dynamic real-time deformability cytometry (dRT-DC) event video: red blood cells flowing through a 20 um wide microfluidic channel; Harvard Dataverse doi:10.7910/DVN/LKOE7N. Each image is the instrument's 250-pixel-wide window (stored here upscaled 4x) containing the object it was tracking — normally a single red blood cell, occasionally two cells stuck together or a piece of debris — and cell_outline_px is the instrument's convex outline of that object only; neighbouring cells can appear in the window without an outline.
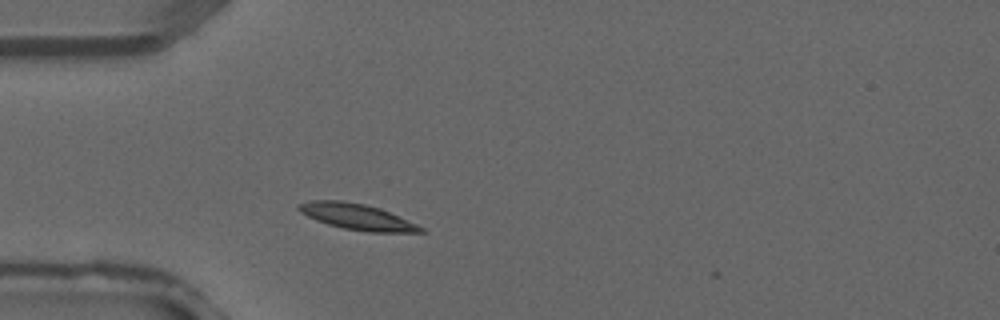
{"species": "common noctule bat (a hibernating species)", "species_latin": "Nyctalus noctula", "temperature_condition": "warm", "stored_images_in_passage": 2, "camera_frame_rate_fps": 3000, "um_per_image_px": 0.085, "animal": {"sex": "male", "forearm_length_mm": 52.5}, "frame": {"image": 1, "passage_image": 2, "time_ms": 0.333, "image_size_px": [1000, 320], "cell_outline_px": [[424, 232], [368, 232], [344, 228], [328, 224], [316, 220], [300, 212], [296, 208], [296, 204], [312, 200], [344, 200], [364, 204], [380, 208], [416, 224], [424, 228]], "centroid_in_image_um": [30.3, 18.41], "position_along_channel_um": 54.7, "area_um2": 18.32}}